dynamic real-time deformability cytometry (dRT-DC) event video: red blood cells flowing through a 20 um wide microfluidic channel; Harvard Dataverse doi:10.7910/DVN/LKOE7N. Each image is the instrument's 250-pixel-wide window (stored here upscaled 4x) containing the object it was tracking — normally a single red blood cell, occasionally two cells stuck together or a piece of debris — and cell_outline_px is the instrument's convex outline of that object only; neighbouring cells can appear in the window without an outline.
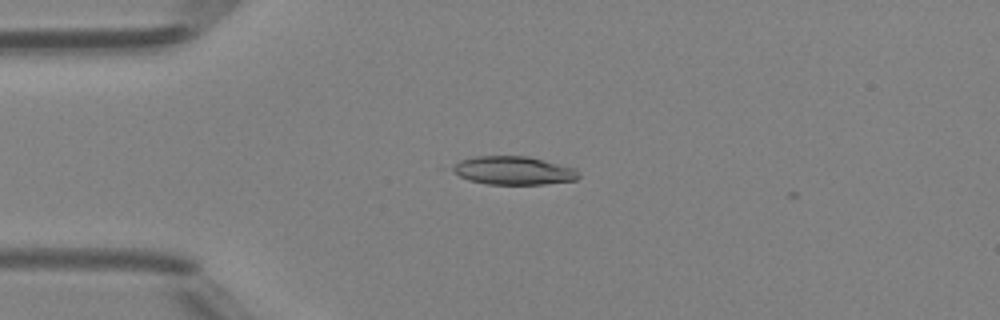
{"species": "Egyptian fruit bat (a non-hibernating species)", "species_latin": "Rousettus aegyptiacus", "temperature_condition": "room temperature", "stored_images_in_passage": 4, "camera_frame_rate_fps": 3000, "um_per_image_px": 0.085, "animal": {"sex": "female"}, "frame": {"image": 1, "passage_image": 3, "time_ms": 0.667, "image_size_px": [1000, 320], "cell_outline_px": [[580, 176], [576, 180], [544, 184], [488, 184], [468, 180], [460, 176], [448, 168], [460, 160], [476, 156], [528, 156], [576, 168]], "centroid_in_image_um": [43.63, 14.49], "position_along_channel_um": 41.4, "area_um2": 20.92}}